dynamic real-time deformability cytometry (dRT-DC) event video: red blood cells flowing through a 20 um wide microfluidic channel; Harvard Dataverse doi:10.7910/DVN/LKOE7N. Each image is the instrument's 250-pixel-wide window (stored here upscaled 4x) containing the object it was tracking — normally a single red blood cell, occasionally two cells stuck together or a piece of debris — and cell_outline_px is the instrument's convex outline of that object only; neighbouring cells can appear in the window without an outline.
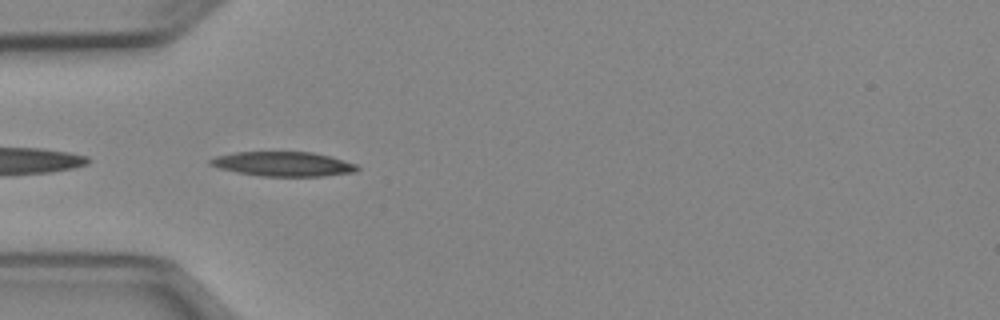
{"species": "Egyptian fruit bat (a non-hibernating species)", "species_latin": "Rousettus aegyptiacus", "temperature_condition": "cold", "stored_images_in_passage": 36, "camera_frame_rate_fps": 3000, "um_per_image_px": 0.085, "animal": {"sex": "female"}, "frame": {"image": 1, "passage_image": 1, "time_ms": 0.0, "image_size_px": [1000, 320], "cell_outline_px": [[360, 168], [356, 172], [324, 176], [260, 176], [236, 172], [220, 168], [208, 164], [208, 160], [216, 156], [236, 152], [312, 152], [328, 156], [356, 164]], "centroid_in_image_um": [24.06, 13.94], "position_along_channel_um": 60.9, "area_um2": 20.92}}
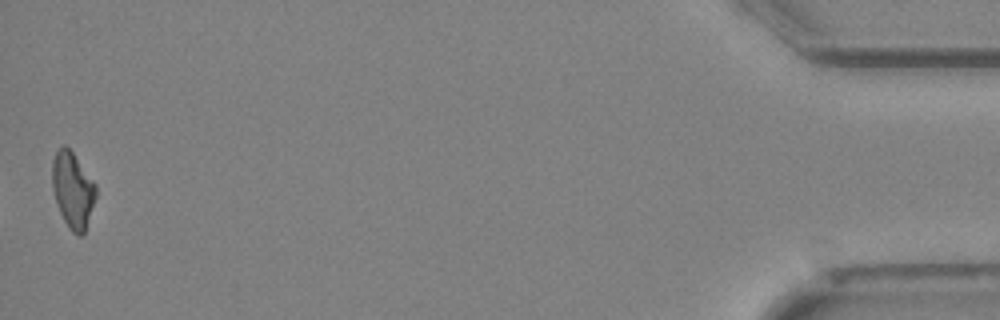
{"frame": {"image": 2, "passage_image": 36, "time_ms": 11.667, "image_size_px": [1000, 320], "cell_outline_px": [[96, 196], [84, 232], [80, 236], [72, 232], [68, 228], [60, 212], [52, 188], [52, 160], [56, 152], [64, 144], [72, 152], [96, 184]], "centroid_in_image_um": [6.17, 16.15], "position_along_channel_um": 429.0, "area_um2": 19.02}, "authors_computed_cell_mechanics": {"area_um2": 20.4323, "velocity_mm_per_s": 3.9617, "shape_relaxation_time_tau1_ms": 10.2626, "shape_relaxation_time_tau2_ms": null, "deformation_change_tau1": 0.2343, "deformation_change_tau2": null}}